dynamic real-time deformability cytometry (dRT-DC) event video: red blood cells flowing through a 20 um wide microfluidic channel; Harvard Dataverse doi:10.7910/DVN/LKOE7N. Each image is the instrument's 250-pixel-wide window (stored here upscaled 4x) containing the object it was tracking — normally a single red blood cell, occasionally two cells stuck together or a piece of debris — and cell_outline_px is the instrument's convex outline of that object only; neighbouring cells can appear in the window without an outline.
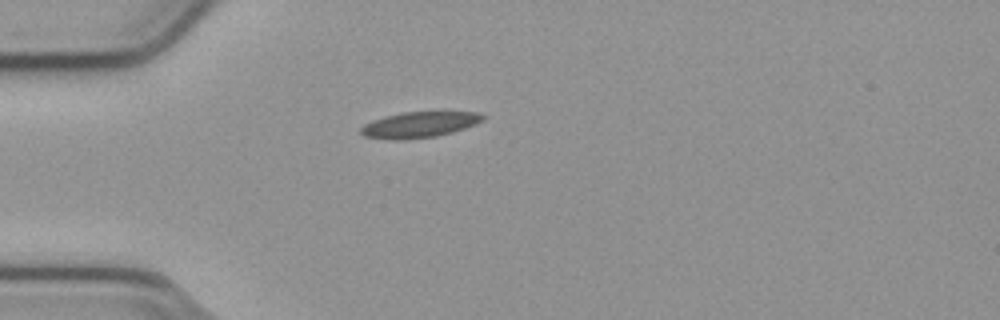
{"species": "common noctule bat (a hibernating species)", "species_latin": "Nyctalus noctula", "temperature_condition": "cold", "stored_images_in_passage": 40, "camera_frame_rate_fps": 3000, "um_per_image_px": 0.085, "animal": {"sex": "male", "body_mass_g": 23.1, "forearm_length_mm": 52.7}, "frame": {"image": 1, "passage_image": 1, "time_ms": 0.0, "image_size_px": [1000, 320], "cell_outline_px": [[484, 120], [476, 124], [452, 132], [436, 136], [400, 140], [392, 140], [364, 136], [360, 132], [360, 128], [364, 124], [372, 120], [384, 116], [404, 112], [440, 108], [476, 112], [484, 116]], "centroid_in_image_um": [35.7, 10.54], "position_along_channel_um": 49.3, "area_um2": 19.31}}
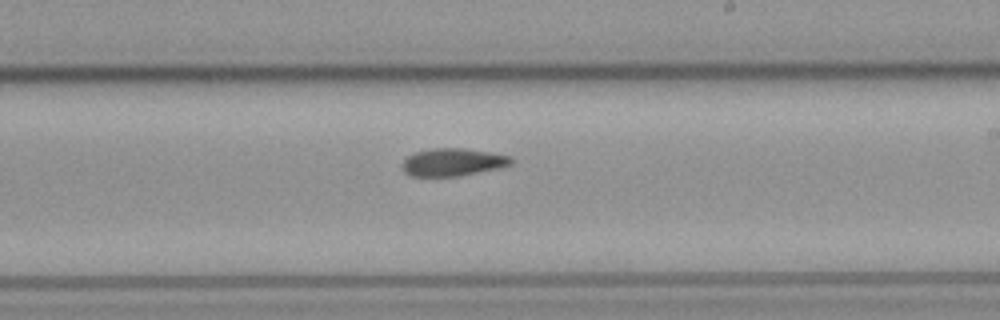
{"frame": {"image": 2, "passage_image": 18, "time_ms": 5.667, "image_size_px": [1000, 320], "cell_outline_px": [[512, 164], [500, 168], [460, 176], [412, 176], [404, 172], [400, 164], [412, 152], [432, 148], [464, 148], [492, 152], [512, 156]], "centroid_in_image_um": [38.49, 13.77], "position_along_channel_um": 250.5, "area_um2": 17.86}}
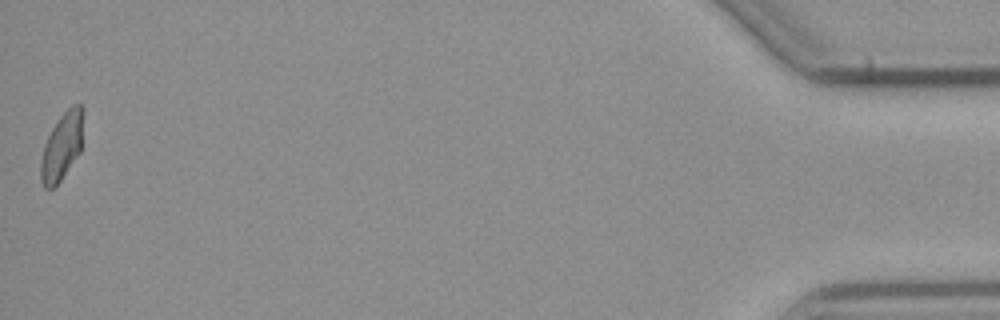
{"frame": {"image": 3, "passage_image": 40, "time_ms": 13.0, "image_size_px": [1000, 320], "cell_outline_px": [[84, 112], [80, 152], [60, 180], [52, 188], [44, 188], [40, 180], [40, 160], [44, 144], [52, 128], [60, 116], [72, 104], [80, 104], [84, 108]], "centroid_in_image_um": [5.26, 12.41], "position_along_channel_um": 429.9, "area_um2": 16.7}}